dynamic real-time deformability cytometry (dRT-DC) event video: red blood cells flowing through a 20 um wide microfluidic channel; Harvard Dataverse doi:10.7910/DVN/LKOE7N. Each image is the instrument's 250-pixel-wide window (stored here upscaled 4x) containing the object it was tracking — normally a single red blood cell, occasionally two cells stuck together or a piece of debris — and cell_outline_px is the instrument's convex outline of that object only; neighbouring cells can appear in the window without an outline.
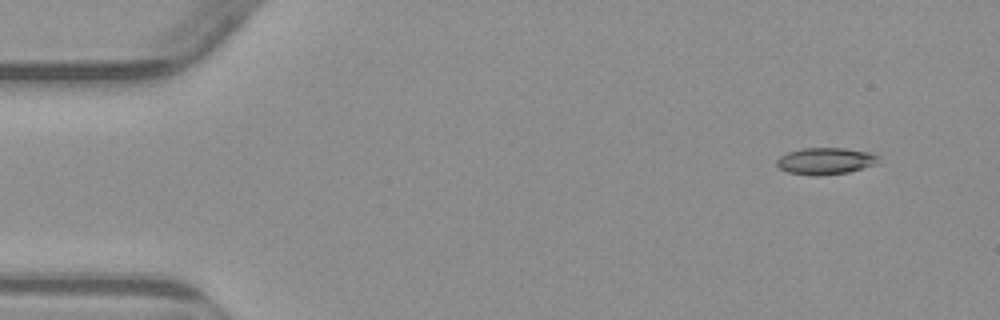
{"species": "common noctule bat (a hibernating species)", "species_latin": "Nyctalus noctula", "temperature_condition": "warm", "stored_images_in_passage": 4, "camera_frame_rate_fps": 3000, "um_per_image_px": 0.085, "animal": {"sex": "male", "body_mass_g": 23.1, "forearm_length_mm": 52.7}, "frame": {"image": 1, "passage_image": 1, "time_ms": 0.0, "image_size_px": [1000, 320], "cell_outline_px": [[880, 156], [876, 164], [848, 172], [816, 176], [788, 172], [780, 168], [776, 164], [776, 160], [780, 156], [788, 152], [800, 148], [844, 148], [872, 152]], "centroid_in_image_um": [70.17, 13.67], "position_along_channel_um": 14.8, "area_um2": 15.9}}
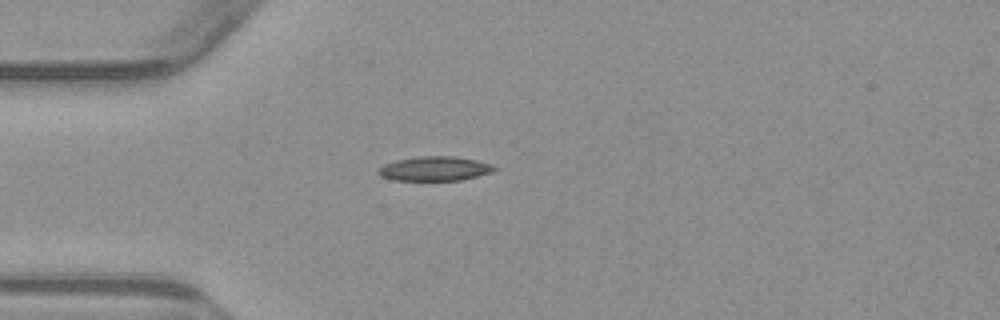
{"frame": {"image": 2, "passage_image": 4, "time_ms": 3.333, "image_size_px": [1000, 320], "cell_outline_px": [[496, 168], [492, 172], [460, 180], [392, 180], [380, 176], [376, 172], [384, 164], [396, 160], [420, 156], [456, 156], [476, 160], [492, 164]], "centroid_in_image_um": [36.93, 14.33], "position_along_channel_um": 48.1, "area_um2": 16.42}}